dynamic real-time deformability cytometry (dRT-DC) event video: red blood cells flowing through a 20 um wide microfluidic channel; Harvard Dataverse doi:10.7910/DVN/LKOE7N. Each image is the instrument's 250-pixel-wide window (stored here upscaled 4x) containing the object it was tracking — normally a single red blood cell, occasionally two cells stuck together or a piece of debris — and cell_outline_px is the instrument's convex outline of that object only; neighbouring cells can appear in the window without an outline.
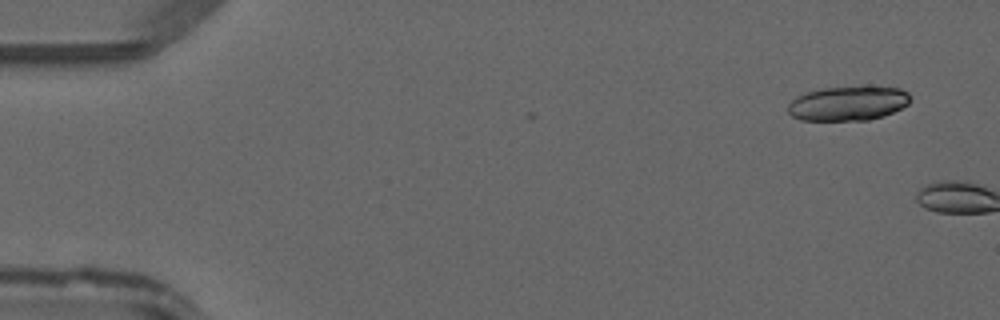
{"species": "common noctule bat (a hibernating species)", "species_latin": "Nyctalus noctula", "temperature_condition": "warm", "stored_images_in_passage": 3, "camera_frame_rate_fps": 3000, "um_per_image_px": 0.085, "animal": {"sex": "male", "forearm_length_mm": 52.5}, "frame": {"image": 1, "passage_image": 1, "time_ms": 0.0, "image_size_px": [1000, 320], "cell_outline_px": [[908, 104], [884, 116], [868, 120], [800, 120], [792, 116], [788, 112], [788, 104], [796, 96], [808, 92], [824, 88], [868, 84], [880, 84], [900, 88], [908, 92]], "centroid_in_image_um": [72.11, 8.74], "position_along_channel_um": 12.9, "area_um2": 25.2}}